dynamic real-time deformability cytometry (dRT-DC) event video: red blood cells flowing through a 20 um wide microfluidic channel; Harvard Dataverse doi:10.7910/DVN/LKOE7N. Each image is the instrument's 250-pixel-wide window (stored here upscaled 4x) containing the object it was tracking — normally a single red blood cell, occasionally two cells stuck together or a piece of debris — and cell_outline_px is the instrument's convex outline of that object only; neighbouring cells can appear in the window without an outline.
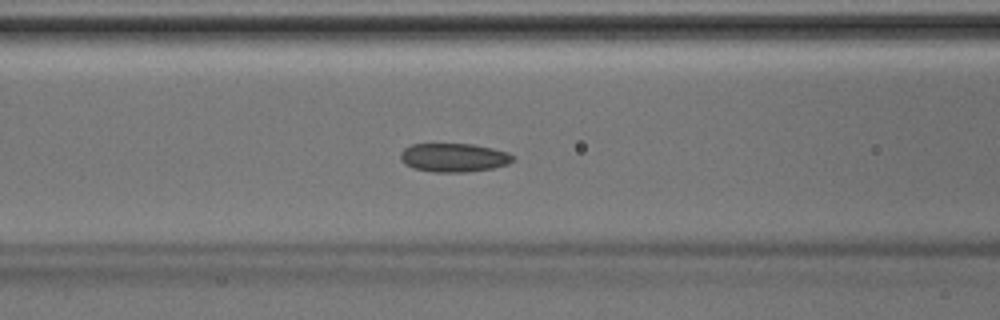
{"species": "Egyptian fruit bat (a non-hibernating species)", "species_latin": "Rousettus aegyptiacus", "temperature_condition": "room temperature", "stored_images_in_passage": 45, "segment_of_instrument_passage": [1, 2], "camera_frame_rate_fps": 3000, "um_per_image_px": 0.085, "animal": {"sex": "male"}, "frame": {"image": 1, "passage_image": 18, "time_ms": 5.667, "image_size_px": [1000, 320], "cell_outline_px": [[512, 160], [508, 164], [492, 168], [468, 172], [432, 172], [412, 168], [404, 164], [400, 160], [400, 152], [404, 148], [412, 144], [472, 144], [492, 148], [508, 152], [512, 156]], "centroid_in_image_um": [38.52, 13.4], "position_along_channel_um": 128.1, "area_um2": 18.84}}
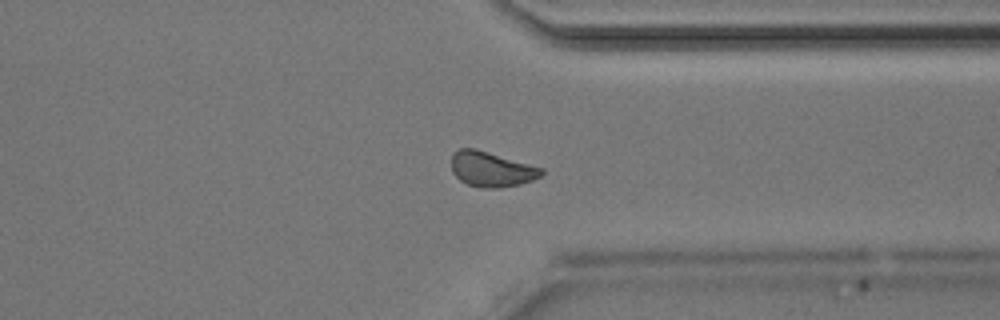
{"frame": {"image": 2, "passage_image": 34, "time_ms": 11.0, "image_size_px": [1000, 320], "cell_outline_px": [[544, 172], [540, 176], [532, 180], [520, 184], [500, 188], [480, 188], [468, 184], [460, 180], [452, 172], [452, 152], [460, 148], [476, 148], [544, 168]], "centroid_in_image_um": [41.77, 14.38], "position_along_channel_um": 369.6, "area_um2": 18.55}}
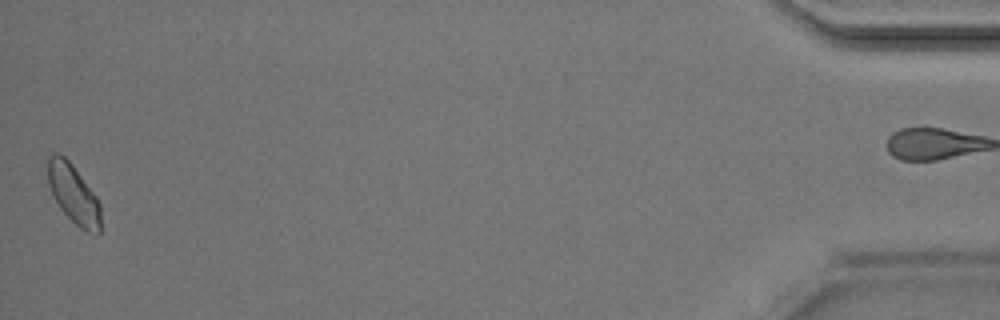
{"frame": {"image": 3, "passage_image": 44, "time_ms": 14.333, "image_size_px": [1000, 320], "cell_outline_px": [[100, 232], [88, 232], [80, 228], [60, 208], [48, 184], [48, 156], [52, 152], [56, 152], [64, 156], [72, 164], [96, 196], [100, 204]], "centroid_in_image_um": [6.24, 16.46], "position_along_channel_um": 429.0, "area_um2": 17.92}}